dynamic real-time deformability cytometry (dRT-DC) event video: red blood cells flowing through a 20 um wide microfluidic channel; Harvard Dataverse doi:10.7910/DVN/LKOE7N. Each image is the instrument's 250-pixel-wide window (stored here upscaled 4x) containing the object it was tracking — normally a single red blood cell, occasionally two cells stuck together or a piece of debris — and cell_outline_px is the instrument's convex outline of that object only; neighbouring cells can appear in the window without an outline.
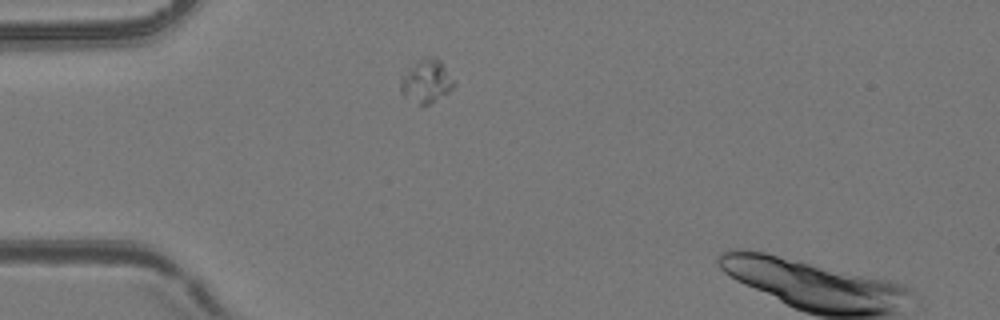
{"species": "common noctule bat (a hibernating species)", "species_latin": "Nyctalus noctula", "temperature_condition": "room temperature", "stored_images_in_passage": 2, "camera_frame_rate_fps": 3000, "um_per_image_px": 0.085, "animal": {"sex": "female", "body_mass_g": 24.6, "forearm_length_mm": 56.2}, "frame": {"image": 1, "passage_image": 1, "time_ms": 0.0, "image_size_px": [1000, 320], "cell_outline_px": [[456, 84], [448, 92], [428, 104], [420, 108], [404, 96], [400, 88], [400, 76], [408, 68], [424, 56], [436, 56], [440, 60]], "centroid_in_image_um": [36.2, 6.9], "position_along_channel_um": 48.8, "area_um2": 13.64}}